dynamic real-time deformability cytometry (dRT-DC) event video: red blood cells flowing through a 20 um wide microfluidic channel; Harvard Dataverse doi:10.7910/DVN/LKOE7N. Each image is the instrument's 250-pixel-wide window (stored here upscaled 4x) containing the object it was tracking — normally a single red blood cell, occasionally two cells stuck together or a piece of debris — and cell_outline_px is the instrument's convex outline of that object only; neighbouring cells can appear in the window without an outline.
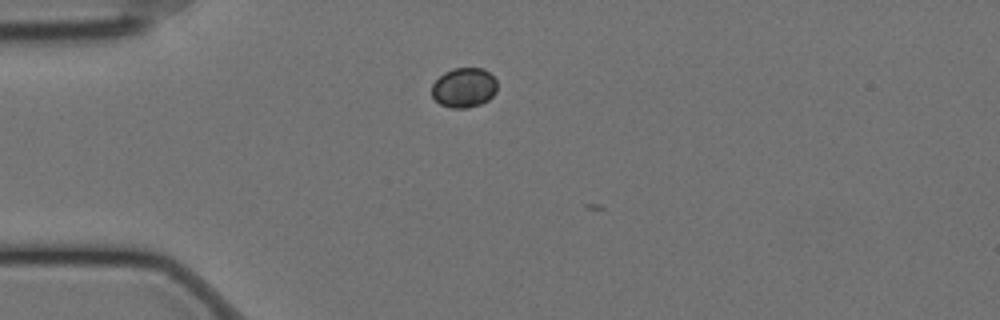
{"species": "Egyptian fruit bat (a non-hibernating species)", "species_latin": "Rousettus aegyptiacus", "temperature_condition": "cold", "stored_images_in_passage": 4, "camera_frame_rate_fps": 3000, "um_per_image_px": 0.085, "animal": {"sex": "female"}, "frame": {"image": 1, "passage_image": 1, "time_ms": 0.0, "image_size_px": [1000, 320], "cell_outline_px": [[496, 92], [488, 100], [480, 104], [468, 108], [452, 108], [440, 104], [432, 96], [432, 84], [444, 72], [452, 68], [484, 68], [496, 80]], "centroid_in_image_um": [39.43, 7.45], "position_along_channel_um": 45.6, "area_um2": 15.14}}